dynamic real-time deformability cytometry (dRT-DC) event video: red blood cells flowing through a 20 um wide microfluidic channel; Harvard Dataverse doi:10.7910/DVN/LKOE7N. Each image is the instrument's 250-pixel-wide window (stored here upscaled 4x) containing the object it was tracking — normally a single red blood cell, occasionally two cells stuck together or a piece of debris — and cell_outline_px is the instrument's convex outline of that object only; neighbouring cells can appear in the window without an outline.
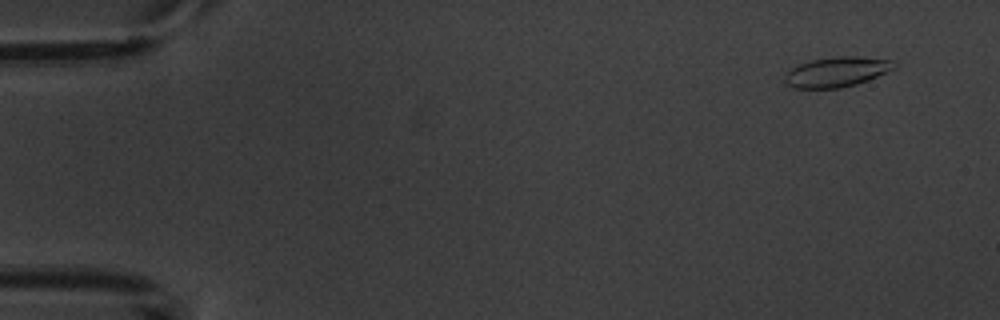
{"species": "common noctule bat (a hibernating species)", "species_latin": "Nyctalus noctula", "temperature_condition": "warm", "stored_images_in_passage": 6, "camera_frame_rate_fps": 3000, "um_per_image_px": 0.085, "animal": {"sex": "male", "body_mass_g": 20.1, "forearm_length_mm": 53.5}, "frame": {"image": 1, "passage_image": 1, "time_ms": 0.0, "image_size_px": [1000, 320], "cell_outline_px": [[896, 68], [868, 80], [856, 84], [840, 88], [792, 88], [784, 80], [784, 76], [792, 68], [800, 64], [812, 60], [832, 56], [856, 56], [892, 60], [896, 64]], "centroid_in_image_um": [71.14, 6.11], "position_along_channel_um": 13.9, "area_um2": 19.07}}